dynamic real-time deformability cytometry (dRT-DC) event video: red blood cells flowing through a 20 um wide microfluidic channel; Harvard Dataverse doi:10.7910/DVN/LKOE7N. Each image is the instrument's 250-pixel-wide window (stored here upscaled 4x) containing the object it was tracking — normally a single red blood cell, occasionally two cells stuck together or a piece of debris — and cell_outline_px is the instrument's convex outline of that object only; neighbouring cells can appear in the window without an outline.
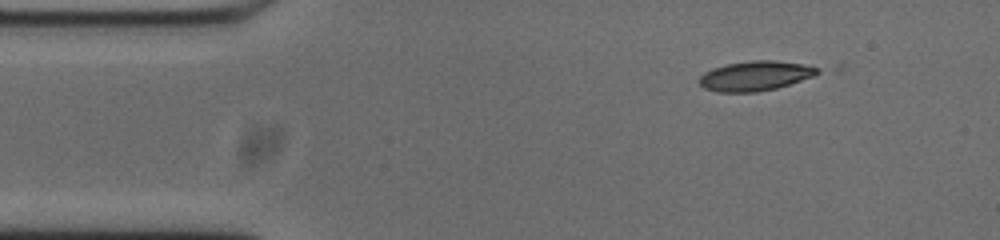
{"species": "common noctule bat (a hibernating species)", "species_latin": "Nyctalus noctula", "temperature_condition": "cold", "stored_images_in_passage": 3, "camera_frame_rate_fps": 3000, "um_per_image_px": 0.085, "animal": {"sex": "male", "body_mass_g": 20.0, "forearm_length_mm": 53.3}, "frame": {"image": 1, "passage_image": 1, "time_ms": 0.0, "image_size_px": [1000, 240], "cell_outline_px": [[820, 72], [812, 76], [776, 88], [756, 92], [716, 92], [704, 88], [700, 84], [700, 76], [704, 72], [712, 68], [728, 64], [752, 60], [772, 60], [804, 64], [820, 68]], "centroid_in_image_um": [64.17, 6.44], "position_along_channel_um": 20.8, "area_um2": 20.29}}